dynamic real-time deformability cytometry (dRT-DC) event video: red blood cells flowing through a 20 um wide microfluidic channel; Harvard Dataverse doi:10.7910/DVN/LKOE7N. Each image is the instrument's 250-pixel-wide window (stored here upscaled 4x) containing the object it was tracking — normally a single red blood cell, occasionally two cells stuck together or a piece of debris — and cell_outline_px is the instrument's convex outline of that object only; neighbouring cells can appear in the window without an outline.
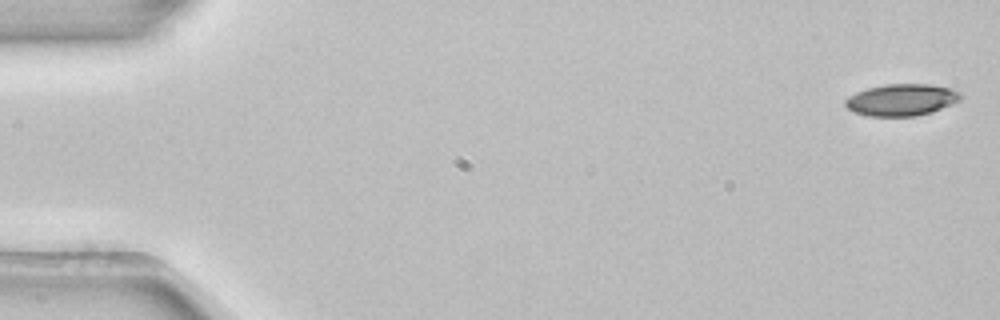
{"species": "common noctule bat (a hibernating species)", "species_latin": "Nyctalus noctula", "temperature_condition": "room temperature", "stored_images_in_passage": 4, "camera_frame_rate_fps": 3000, "um_per_image_px": 0.085, "animal": {"sex": "female", "body_mass_g": 22.7, "forearm_length_mm": 54.2}, "frame": {"image": 1, "passage_image": 1, "time_ms": 0.0, "image_size_px": [1000, 320], "cell_outline_px": [[960, 100], [932, 112], [916, 116], [868, 116], [852, 112], [844, 104], [844, 100], [848, 96], [856, 92], [868, 88], [884, 84], [928, 84], [952, 88], [960, 92]], "centroid_in_image_um": [76.6, 8.49], "position_along_channel_um": 8.4, "area_um2": 21.44}}